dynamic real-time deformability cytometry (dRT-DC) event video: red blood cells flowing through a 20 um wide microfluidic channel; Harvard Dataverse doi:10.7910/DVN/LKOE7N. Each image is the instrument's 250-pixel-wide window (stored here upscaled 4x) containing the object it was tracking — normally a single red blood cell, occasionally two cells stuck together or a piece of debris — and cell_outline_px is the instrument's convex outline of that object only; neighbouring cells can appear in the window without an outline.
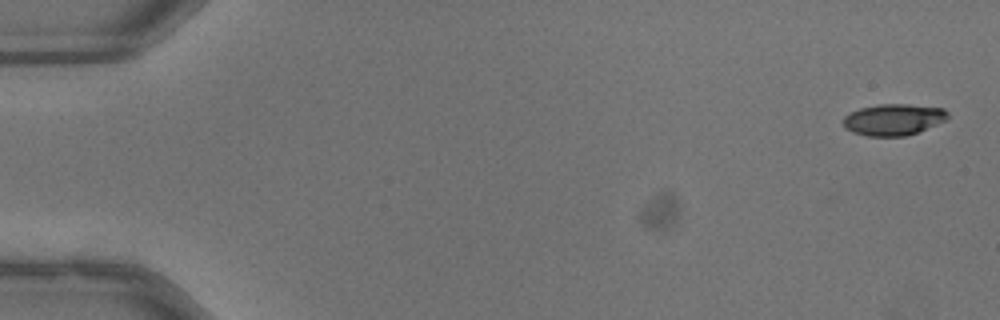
{"species": "common noctule bat (a hibernating species)", "species_latin": "Nyctalus noctula", "temperature_condition": "warm", "stored_images_in_passage": 52, "camera_frame_rate_fps": 3000, "um_per_image_px": 0.085, "animal": {"sex": "male", "body_mass_g": 13.3}, "frame": {"image": 1, "passage_image": 1, "time_ms": 0.0, "image_size_px": [1000, 320], "cell_outline_px": [[948, 120], [916, 132], [904, 136], [868, 136], [852, 132], [844, 128], [840, 120], [844, 116], [860, 108], [880, 104], [908, 104], [944, 108], [948, 112]], "centroid_in_image_um": [75.92, 10.16], "position_along_channel_um": 9.1, "area_um2": 19.25}}
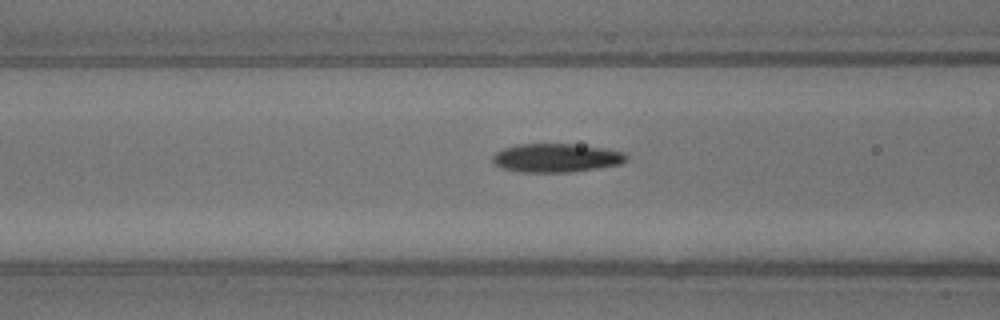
{"frame": {"image": 2, "passage_image": 21, "time_ms": 6.667, "image_size_px": [1000, 320], "cell_outline_px": [[628, 160], [620, 164], [596, 168], [568, 172], [520, 172], [500, 168], [492, 164], [492, 156], [496, 152], [504, 148], [516, 144], [572, 144], [608, 148], [624, 152], [628, 156]], "centroid_in_image_um": [47.26, 13.42], "position_along_channel_um": 119.3, "area_um2": 22.54}}
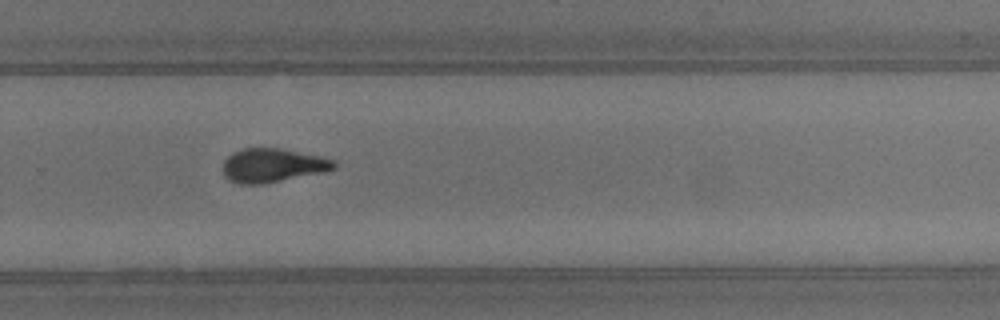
{"frame": {"image": 3, "passage_image": 35, "time_ms": 11.333, "image_size_px": [1000, 320], "cell_outline_px": [[336, 168], [324, 172], [264, 184], [240, 184], [228, 180], [224, 176], [224, 160], [232, 152], [244, 148], [280, 148], [320, 156], [336, 160]], "centroid_in_image_um": [23.18, 14.06], "position_along_channel_um": 306.6, "area_um2": 22.02}, "authors_computed_cell_mechanics": {"area_um2": 21.3282, "velocity_mm_per_s": 4.0217, "shape_relaxation_time_tau1_ms": 4.2747, "shape_relaxation_time_tau2_ms": 2.2241, "deformation_change_tau1": 0.2015, "deformation_change_tau2": 0.1027}}